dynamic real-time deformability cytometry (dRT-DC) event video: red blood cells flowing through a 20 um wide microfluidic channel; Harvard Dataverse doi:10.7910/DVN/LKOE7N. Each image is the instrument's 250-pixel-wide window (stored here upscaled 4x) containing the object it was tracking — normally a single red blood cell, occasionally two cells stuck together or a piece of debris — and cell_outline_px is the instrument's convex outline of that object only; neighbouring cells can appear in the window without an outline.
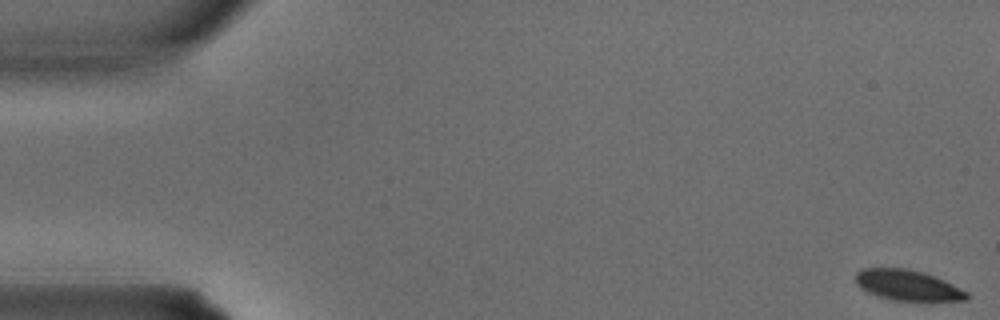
{"species": "common noctule bat (a hibernating species)", "species_latin": "Nyctalus noctula", "temperature_condition": "warm", "stored_images_in_passage": 4, "camera_frame_rate_fps": 3000, "um_per_image_px": 0.085, "animal": {"sex": "male", "body_mass_g": 15.6}, "frame": {"image": 1, "passage_image": 1, "time_ms": 0.0, "image_size_px": [1000, 320], "cell_outline_px": [[968, 300], [892, 300], [868, 292], [860, 288], [856, 284], [856, 272], [860, 268], [908, 268], [924, 272], [944, 280], [968, 292]], "centroid_in_image_um": [77.12, 24.22], "position_along_channel_um": 7.9, "area_um2": 19.65}}
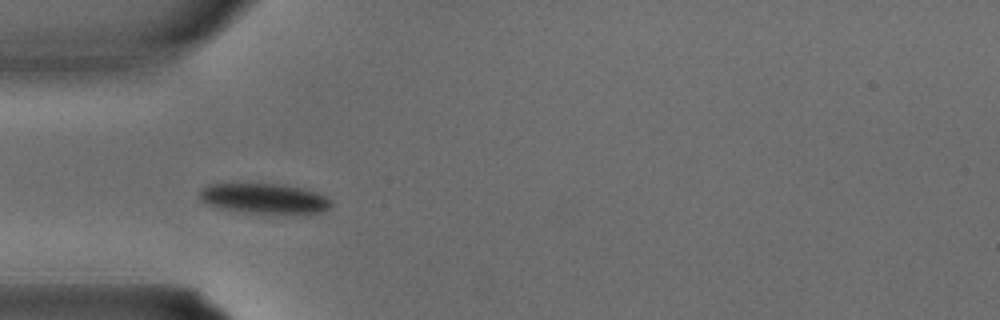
{"frame": {"image": 2, "passage_image": 4, "time_ms": 1.0, "image_size_px": [1000, 320], "cell_outline_px": [[332, 204], [324, 212], [244, 212], [220, 208], [208, 204], [200, 200], [200, 192], [208, 184], [284, 184], [304, 188], [316, 192], [332, 200]], "centroid_in_image_um": [22.47, 16.85], "position_along_channel_um": 62.5, "area_um2": 22.6}}